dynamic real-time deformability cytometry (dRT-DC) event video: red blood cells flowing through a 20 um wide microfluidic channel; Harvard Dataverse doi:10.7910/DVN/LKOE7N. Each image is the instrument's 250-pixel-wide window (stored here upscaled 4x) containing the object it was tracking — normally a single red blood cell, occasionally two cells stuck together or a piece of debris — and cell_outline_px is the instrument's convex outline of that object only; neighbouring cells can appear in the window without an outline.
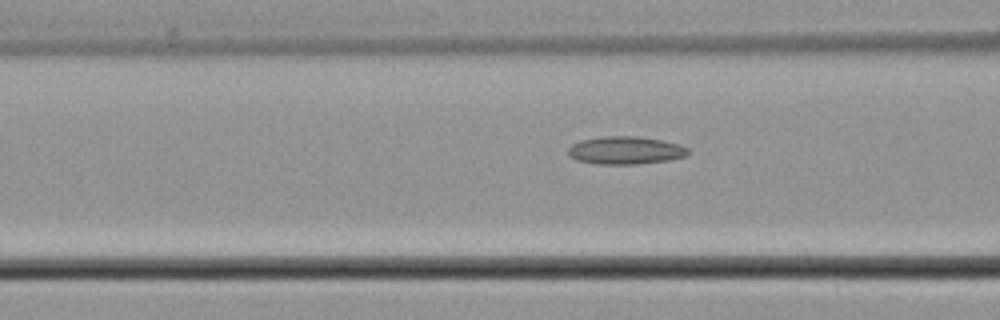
{"species": "common noctule bat (a hibernating species)", "species_latin": "Nyctalus noctula", "temperature_condition": "cold", "stored_images_in_passage": 16, "camera_frame_rate_fps": 3000, "um_per_image_px": 0.085, "animal": {"sex": "male", "body_mass_g": 21.5, "forearm_length_mm": 52.0}, "frame": {"image": 1, "passage_image": 14, "time_ms": 4.333, "image_size_px": [1000, 320], "cell_outline_px": [[692, 152], [684, 156], [668, 160], [636, 164], [600, 164], [576, 160], [568, 156], [568, 148], [572, 144], [580, 140], [600, 136], [636, 136], [660, 140], [680, 144], [688, 148]], "centroid_in_image_um": [53.15, 12.77], "position_along_channel_um": 113.5, "area_um2": 19.54}}